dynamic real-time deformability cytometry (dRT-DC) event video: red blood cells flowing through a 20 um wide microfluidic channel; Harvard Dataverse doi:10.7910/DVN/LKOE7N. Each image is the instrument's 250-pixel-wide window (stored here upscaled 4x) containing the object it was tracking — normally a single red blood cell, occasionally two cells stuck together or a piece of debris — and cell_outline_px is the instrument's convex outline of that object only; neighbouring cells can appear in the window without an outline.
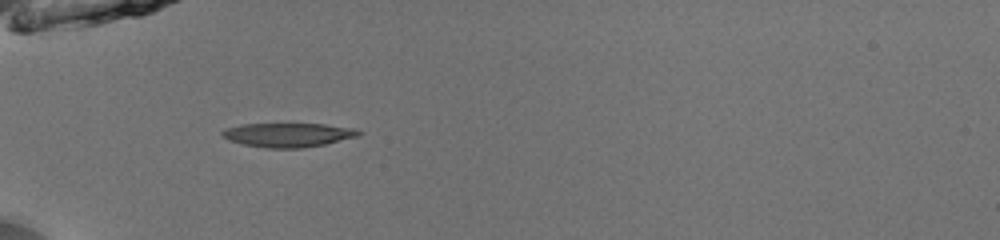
{"species": "common noctule bat (a hibernating species)", "species_latin": "Nyctalus noctula", "temperature_condition": "room temperature", "stored_images_in_passage": 35, "camera_frame_rate_fps": 3000, "um_per_image_px": 0.085, "animal": {"sex": "male", "body_mass_g": 13.0, "forearm_length_mm": 53.1}, "frame": {"image": 1, "passage_image": 1, "time_ms": 0.0, "image_size_px": [1000, 240], "cell_outline_px": [[364, 132], [360, 136], [324, 144], [300, 148], [264, 148], [240, 144], [228, 140], [220, 132], [224, 128], [240, 124], [324, 124], [356, 128]], "centroid_in_image_um": [24.49, 11.46], "position_along_channel_um": 60.5, "area_um2": 19.36}}
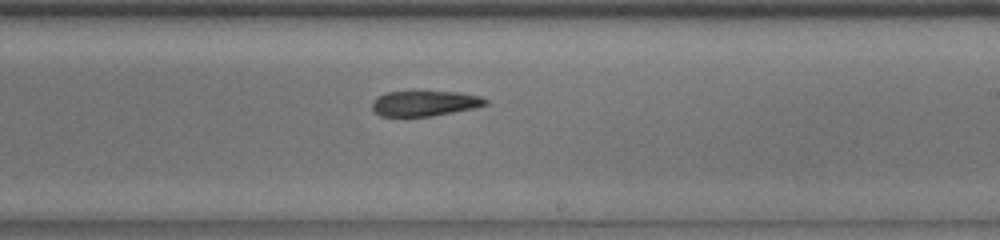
{"frame": {"image": 2, "passage_image": 16, "time_ms": 5.0, "image_size_px": [1000, 240], "cell_outline_px": [[488, 104], [476, 108], [432, 116], [380, 116], [372, 108], [372, 104], [376, 96], [388, 92], [460, 92], [480, 96], [488, 100]], "centroid_in_image_um": [36.13, 8.79], "position_along_channel_um": 252.9, "area_um2": 16.7}}
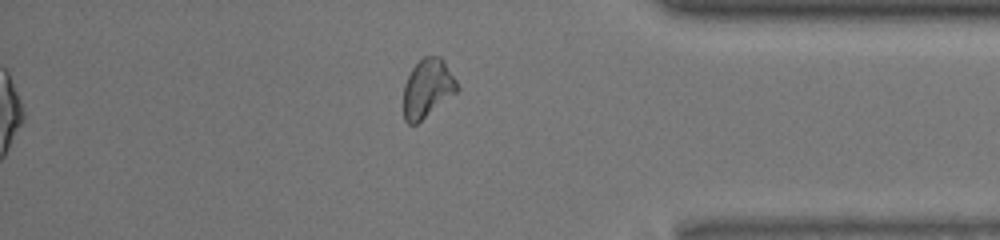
{"frame": {"image": 3, "passage_image": 28, "time_ms": 9.0, "image_size_px": [1000, 240], "cell_outline_px": [[460, 88], [456, 92], [416, 124], [408, 124], [404, 120], [404, 84], [412, 68], [424, 56], [440, 56], [444, 60], [456, 80]], "centroid_in_image_um": [36.33, 7.49], "position_along_channel_um": 398.9, "area_um2": 18.09}}